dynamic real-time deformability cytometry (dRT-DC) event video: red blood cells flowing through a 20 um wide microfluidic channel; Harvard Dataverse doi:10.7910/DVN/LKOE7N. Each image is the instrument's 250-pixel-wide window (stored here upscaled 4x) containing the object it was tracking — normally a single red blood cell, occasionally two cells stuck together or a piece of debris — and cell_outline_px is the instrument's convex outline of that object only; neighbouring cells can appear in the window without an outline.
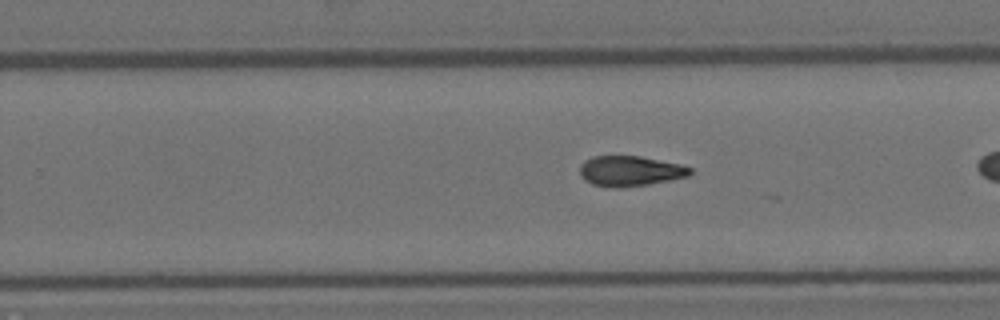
{"species": "Egyptian fruit bat (a non-hibernating species)", "species_latin": "Rousettus aegyptiacus", "temperature_condition": "room temperature", "stored_images_in_passage": 28, "camera_frame_rate_fps": 3000, "um_per_image_px": 0.085, "animal": {"sex": "female"}, "frame": {"image": 1, "passage_image": 20, "time_ms": 6.333, "image_size_px": [1000, 320], "cell_outline_px": [[692, 172], [688, 176], [648, 184], [620, 188], [612, 188], [592, 184], [584, 180], [580, 176], [580, 164], [584, 160], [592, 156], [640, 156], [680, 164], [692, 168]], "centroid_in_image_um": [53.51, 14.53], "position_along_channel_um": 276.3, "area_um2": 19.54}}
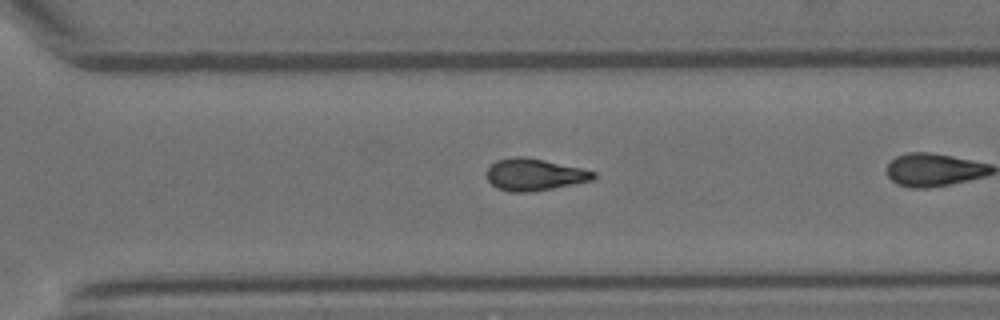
{"frame": {"image": 2, "passage_image": 24, "time_ms": 7.667, "image_size_px": [1000, 320], "cell_outline_px": [[596, 176], [592, 180], [552, 188], [528, 192], [508, 192], [496, 188], [488, 180], [488, 168], [496, 160], [512, 156], [520, 156], [544, 160], [580, 168], [596, 172]], "centroid_in_image_um": [45.39, 14.84], "position_along_channel_um": 325.2, "area_um2": 19.65}}